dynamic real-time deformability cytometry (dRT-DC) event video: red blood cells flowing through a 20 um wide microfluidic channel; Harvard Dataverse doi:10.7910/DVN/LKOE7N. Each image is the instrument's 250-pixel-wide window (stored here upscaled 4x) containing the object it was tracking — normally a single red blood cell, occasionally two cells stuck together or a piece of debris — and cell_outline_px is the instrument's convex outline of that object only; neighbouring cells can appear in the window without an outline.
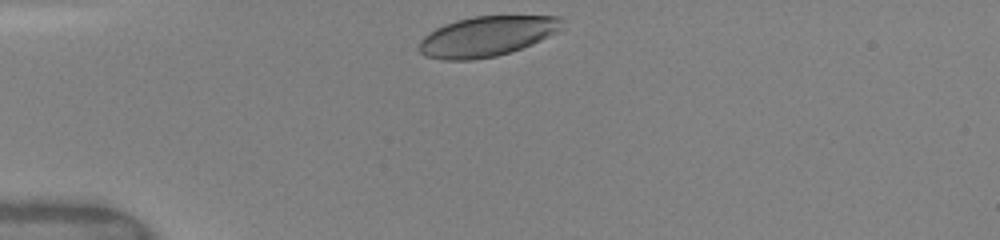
{"species": "human", "species_latin": "Homo sapiens", "temperature_condition": "warm", "stored_images_in_passage": 5, "camera_frame_rate_fps": 3000, "um_per_image_px": 0.085, "donor": {"sex": "female"}, "frame": {"image": 1, "passage_image": 1, "time_ms": 0.0, "image_size_px": [1000, 240], "cell_outline_px": [[564, 20], [556, 32], [532, 44], [496, 56], [472, 60], [444, 60], [424, 56], [420, 52], [420, 40], [424, 36], [436, 28], [444, 24], [456, 20], [472, 16], [560, 16]], "centroid_in_image_um": [41.35, 3.08], "position_along_channel_um": 43.7, "area_um2": 33.18}}
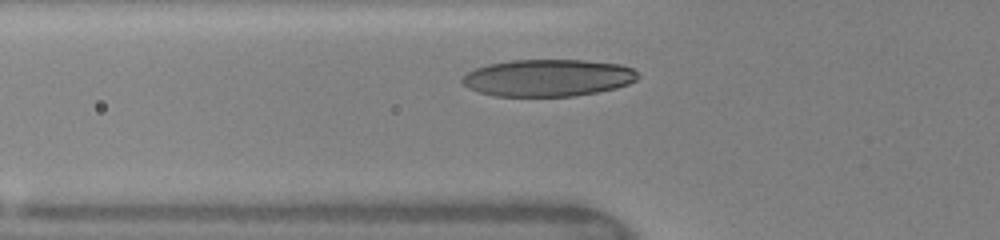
{"frame": {"image": 2, "passage_image": 4, "time_ms": 1.667, "image_size_px": [1000, 240], "cell_outline_px": [[640, 76], [636, 80], [628, 84], [616, 88], [576, 96], [492, 96], [468, 88], [460, 80], [468, 72], [476, 68], [488, 64], [512, 60], [584, 60], [620, 64], [632, 68]], "centroid_in_image_um": [46.58, 6.62], "position_along_channel_um": 79.2, "area_um2": 37.97}}